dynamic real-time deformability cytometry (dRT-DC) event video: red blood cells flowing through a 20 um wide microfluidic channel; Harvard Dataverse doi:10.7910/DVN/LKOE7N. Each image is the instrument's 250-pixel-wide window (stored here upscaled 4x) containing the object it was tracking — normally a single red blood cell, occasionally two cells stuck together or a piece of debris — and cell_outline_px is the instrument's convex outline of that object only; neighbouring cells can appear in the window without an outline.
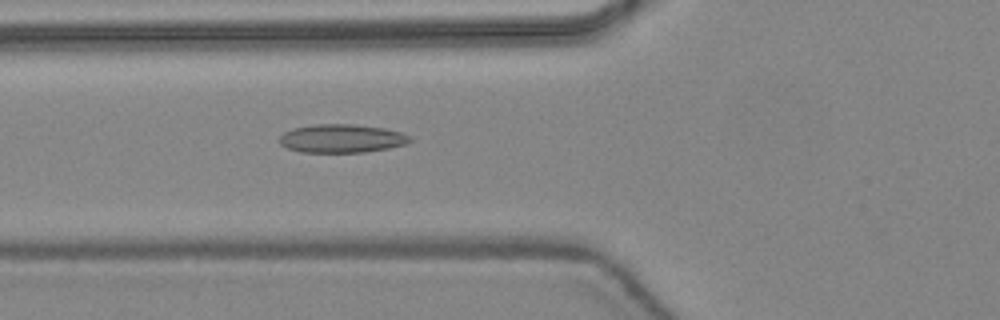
{"species": "common noctule bat (a hibernating species)", "species_latin": "Nyctalus noctula", "temperature_condition": "warm", "stored_images_in_passage": 40, "camera_frame_rate_fps": 3000, "um_per_image_px": 0.085, "animal": {"sex": "female", "body_mass_g": 24.6, "forearm_length_mm": 56.2}, "frame": {"image": 1, "passage_image": 12, "time_ms": 3.667, "image_size_px": [1000, 320], "cell_outline_px": [[412, 140], [404, 144], [388, 148], [364, 152], [300, 152], [288, 148], [280, 144], [276, 140], [284, 132], [292, 128], [316, 124], [352, 124], [384, 128], [400, 132], [412, 136]], "centroid_in_image_um": [29.01, 11.77], "position_along_channel_um": 96.8, "area_um2": 21.68}}
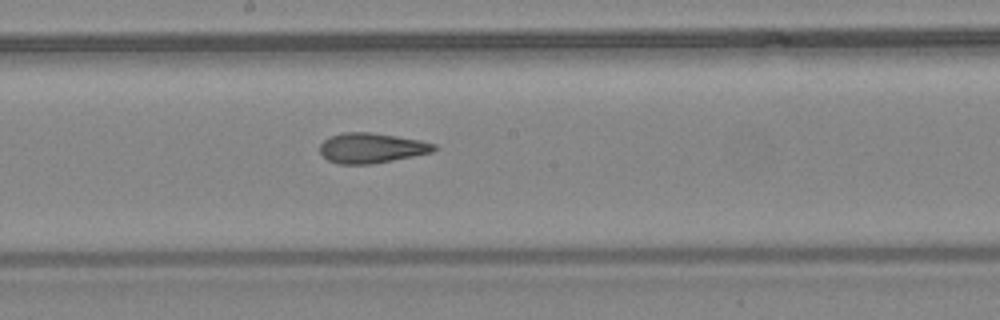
{"frame": {"image": 2, "passage_image": 20, "time_ms": 6.333, "image_size_px": [1000, 320], "cell_outline_px": [[440, 148], [432, 152], [372, 164], [336, 164], [328, 160], [320, 152], [320, 144], [324, 140], [332, 136], [344, 132], [372, 132], [420, 140], [436, 144]], "centroid_in_image_um": [31.59, 12.58], "position_along_channel_um": 216.6, "area_um2": 20.0}}
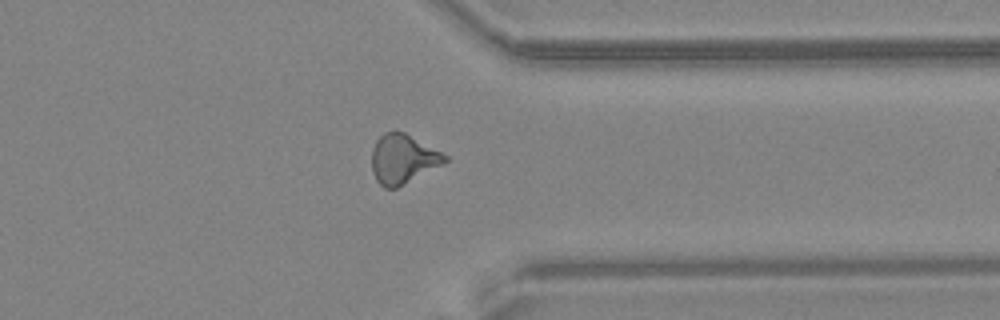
{"frame": {"image": 3, "passage_image": 31, "time_ms": 10.0, "image_size_px": [1000, 320], "cell_outline_px": [[448, 160], [396, 188], [384, 188], [376, 180], [372, 172], [372, 148], [376, 140], [384, 132], [404, 132], [448, 156]], "centroid_in_image_um": [34.2, 13.51], "position_along_channel_um": 377.2, "area_um2": 20.52}, "authors_computed_cell_mechanics": {"area_um2": 20.3745, "velocity_mm_per_s": 4.4638, "shape_relaxation_time_tau1_ms": null, "shape_relaxation_time_tau2_ms": 2.3981, "deformation_change_tau1": null, "deformation_change_tau2": 0.1149}}